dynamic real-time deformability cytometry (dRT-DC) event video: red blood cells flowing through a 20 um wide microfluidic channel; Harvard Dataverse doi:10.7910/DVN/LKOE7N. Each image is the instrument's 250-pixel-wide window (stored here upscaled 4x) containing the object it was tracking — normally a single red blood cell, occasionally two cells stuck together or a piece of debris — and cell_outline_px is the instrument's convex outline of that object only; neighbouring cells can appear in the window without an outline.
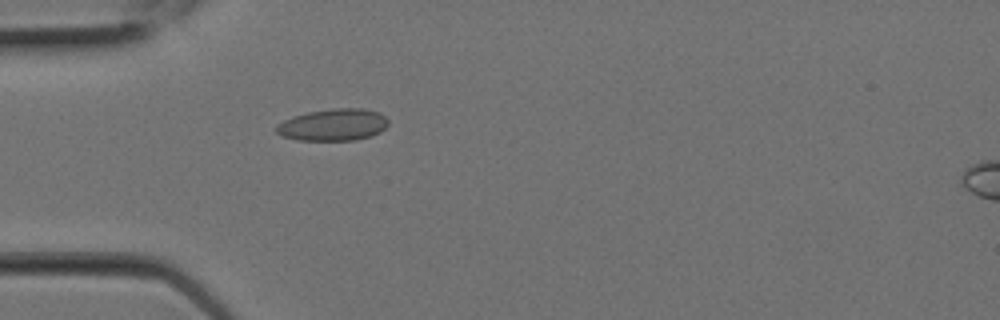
{"species": "Egyptian fruit bat (a non-hibernating species)", "species_latin": "Rousettus aegyptiacus", "temperature_condition": "room temperature", "stored_images_in_passage": 2, "camera_frame_rate_fps": 3000, "um_per_image_px": 0.085, "animal": {"sex": "female"}, "frame": {"image": 1, "passage_image": 2, "time_ms": 0.333, "image_size_px": [1000, 320], "cell_outline_px": [[388, 124], [380, 132], [372, 136], [352, 140], [300, 140], [284, 136], [276, 132], [276, 124], [284, 120], [308, 112], [332, 108], [360, 108], [380, 112], [388, 120]], "centroid_in_image_um": [28.35, 10.6], "position_along_channel_um": 56.7, "area_um2": 20.69}}